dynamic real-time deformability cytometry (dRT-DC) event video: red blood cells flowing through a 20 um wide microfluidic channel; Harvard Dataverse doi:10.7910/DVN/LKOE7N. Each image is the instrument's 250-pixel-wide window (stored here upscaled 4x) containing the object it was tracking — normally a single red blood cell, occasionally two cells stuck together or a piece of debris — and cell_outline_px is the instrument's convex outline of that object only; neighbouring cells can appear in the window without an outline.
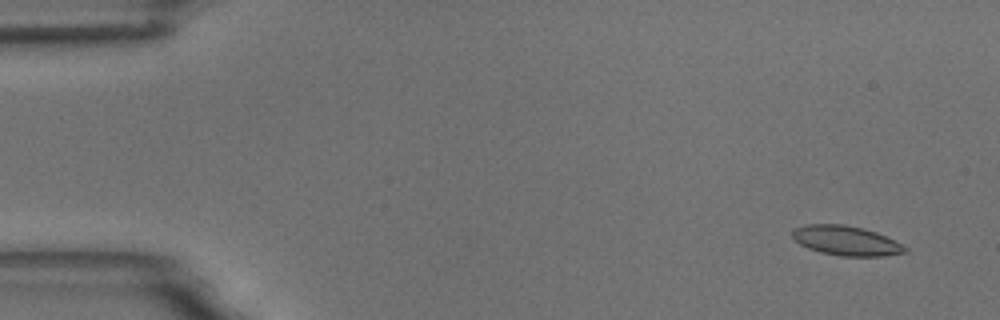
{"species": "common noctule bat (a hibernating species)", "species_latin": "Nyctalus noctula", "temperature_condition": "room temperature", "stored_images_in_passage": 28, "camera_frame_rate_fps": 3000, "um_per_image_px": 0.085, "animal": {"sex": "male", "body_mass_g": 18.8}, "frame": {"image": 1, "passage_image": 4, "time_ms": 1.0, "image_size_px": [1000, 320], "cell_outline_px": [[908, 252], [884, 256], [840, 256], [820, 252], [808, 248], [792, 240], [792, 228], [804, 224], [844, 224], [864, 228], [876, 232], [904, 244], [908, 248]], "centroid_in_image_um": [71.91, 20.45], "position_along_channel_um": 13.1, "area_um2": 19.83}}
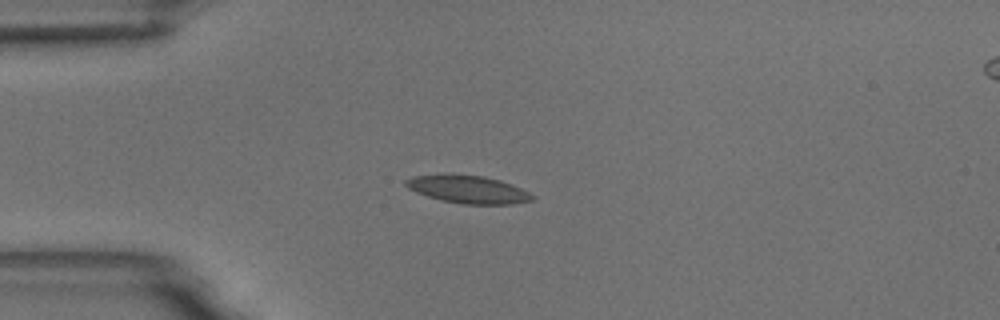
{"frame": {"image": 2, "passage_image": 15, "time_ms": 4.667, "image_size_px": [1000, 320], "cell_outline_px": [[536, 196], [532, 200], [512, 204], [464, 204], [440, 200], [416, 192], [408, 188], [404, 184], [404, 180], [412, 176], [448, 172], [484, 176], [500, 180], [512, 184]], "centroid_in_image_um": [39.73, 16.06], "position_along_channel_um": 45.3, "area_um2": 20.92}}
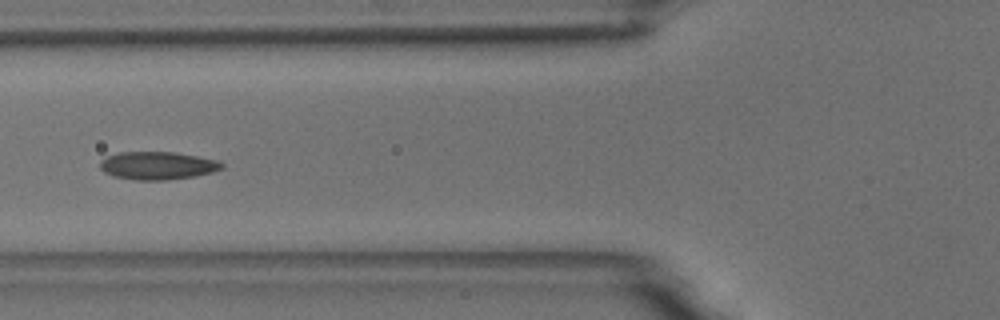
{"frame": {"image": 3, "passage_image": 22, "time_ms": 7.0, "image_size_px": [1000, 320], "cell_outline_px": [[224, 168], [212, 172], [196, 176], [164, 180], [136, 180], [112, 176], [104, 172], [100, 168], [100, 160], [108, 156], [120, 152], [176, 152], [220, 160], [224, 164]], "centroid_in_image_um": [13.42, 14.07], "position_along_channel_um": 112.4, "area_um2": 20.0}}